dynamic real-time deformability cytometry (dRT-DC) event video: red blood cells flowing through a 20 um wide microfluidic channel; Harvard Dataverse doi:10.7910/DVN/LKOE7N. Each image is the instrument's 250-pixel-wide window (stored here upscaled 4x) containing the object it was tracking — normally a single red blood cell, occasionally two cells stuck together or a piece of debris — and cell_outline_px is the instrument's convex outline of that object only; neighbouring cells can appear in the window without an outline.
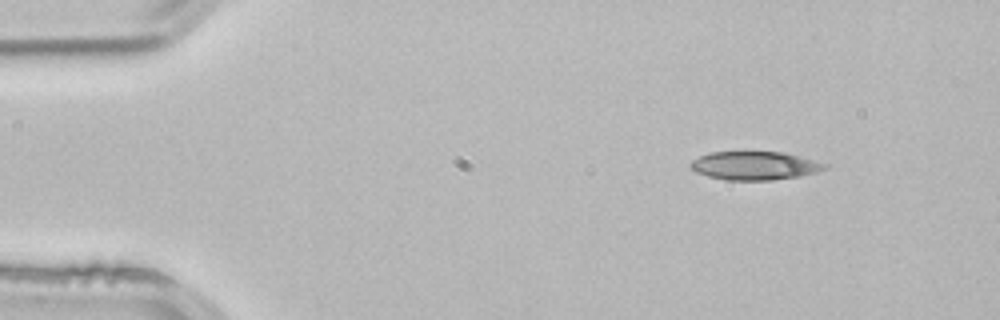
{"species": "common noctule bat (a hibernating species)", "species_latin": "Nyctalus noctula", "temperature_condition": "room temperature", "stored_images_in_passage": 3, "segment_of_instrument_passage": [1, 2], "camera_frame_rate_fps": 3000, "um_per_image_px": 0.085, "animal": {"sex": "male", "body_mass_g": 21.5, "forearm_length_mm": 52.0}, "frame": {"image": 1, "passage_image": 1, "time_ms": 0.0, "image_size_px": [1000, 320], "cell_outline_px": [[828, 168], [820, 172], [800, 176], [772, 180], [728, 180], [708, 176], [696, 172], [688, 164], [692, 160], [700, 156], [712, 152], [784, 152], [828, 164]], "centroid_in_image_um": [64.18, 14.08], "position_along_channel_um": 20.8, "area_um2": 22.25}}